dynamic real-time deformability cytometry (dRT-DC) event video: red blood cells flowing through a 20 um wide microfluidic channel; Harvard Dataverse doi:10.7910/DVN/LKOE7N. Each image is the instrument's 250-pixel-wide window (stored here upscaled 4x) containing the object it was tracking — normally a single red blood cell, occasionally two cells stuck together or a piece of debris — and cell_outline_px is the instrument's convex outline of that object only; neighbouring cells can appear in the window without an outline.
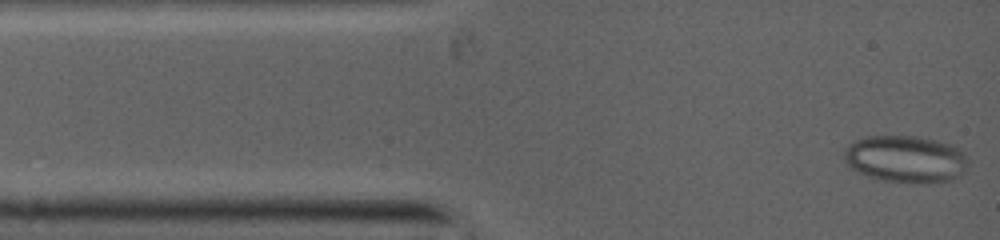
{"species": "common noctule bat (a hibernating species)", "species_latin": "Nyctalus noctula", "temperature_condition": "warm", "stored_images_in_passage": 7, "camera_frame_rate_fps": 5000, "um_per_image_px": 0.085, "animal": {"sex": "female", "body_mass_g": 19.0, "forearm_length_mm": 53.3}, "frame": {"image": 1, "passage_image": 1, "time_ms": 0.0, "image_size_px": [1000, 240], "cell_outline_px": [[964, 160], [956, 176], [948, 180], [888, 180], [872, 176], [848, 168], [844, 156], [848, 148], [852, 144], [860, 140], [872, 136], [912, 136], [932, 140], [944, 144], [960, 152]], "centroid_in_image_um": [76.83, 13.48], "position_along_channel_um": 8.2, "area_um2": 31.15}}
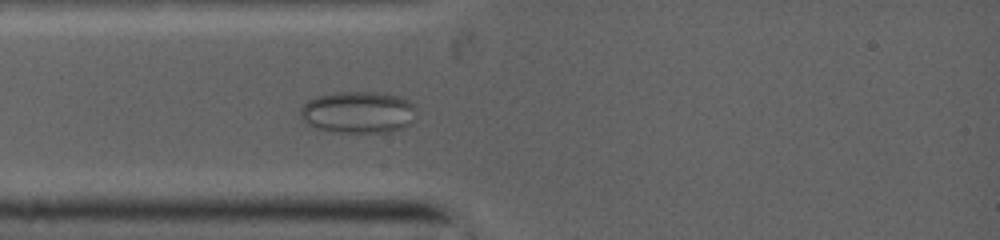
{"frame": {"image": 2, "passage_image": 7, "time_ms": 2.6, "image_size_px": [1000, 240], "cell_outline_px": [[412, 120], [408, 124], [400, 128], [388, 132], [336, 132], [316, 128], [308, 124], [300, 116], [300, 108], [308, 100], [320, 96], [344, 92], [364, 92], [396, 96], [412, 104]], "centroid_in_image_um": [30.36, 9.56], "position_along_channel_um": 54.6, "area_um2": 27.28}}